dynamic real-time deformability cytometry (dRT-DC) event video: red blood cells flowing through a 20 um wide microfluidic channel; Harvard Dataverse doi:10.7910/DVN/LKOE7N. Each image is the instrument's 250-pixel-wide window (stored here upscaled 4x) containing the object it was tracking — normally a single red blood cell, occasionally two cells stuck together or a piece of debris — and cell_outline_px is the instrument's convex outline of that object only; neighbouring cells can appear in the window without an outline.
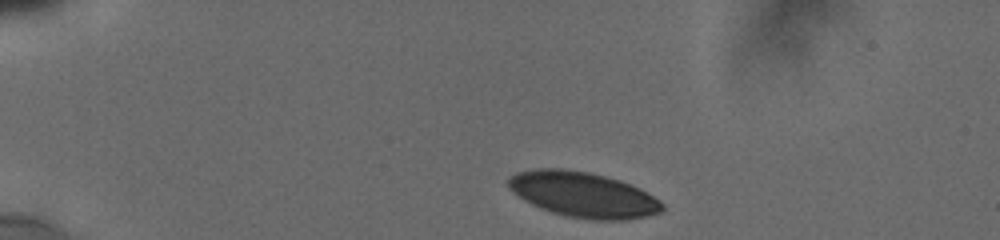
{"species": "human", "species_latin": "Homo sapiens", "temperature_condition": "cold", "stored_images_in_passage": 35, "camera_frame_rate_fps": 3000, "um_per_image_px": 0.085, "donor": {"sex": "male"}, "frame": {"image": 1, "passage_image": 1, "time_ms": 0.0, "image_size_px": [1000, 240], "cell_outline_px": [[664, 208], [660, 212], [648, 216], [628, 220], [588, 220], [564, 216], [540, 208], [524, 200], [512, 192], [508, 188], [508, 180], [516, 172], [540, 168], [560, 168], [588, 172], [620, 180], [640, 188], [660, 200], [664, 204]], "centroid_in_image_um": [49.58, 16.56], "position_along_channel_um": 35.4, "area_um2": 40.86}}
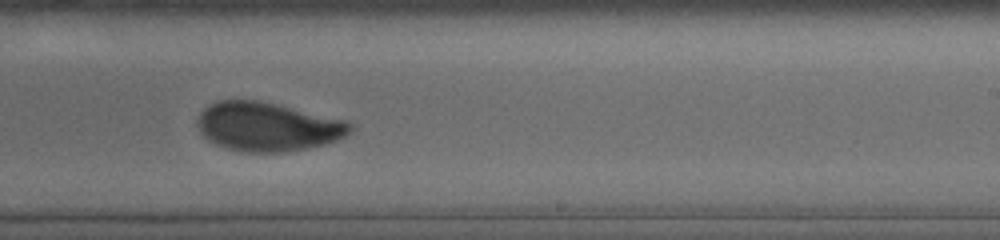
{"frame": {"image": 2, "passage_image": 21, "time_ms": 8.0, "image_size_px": [1000, 240], "cell_outline_px": [[352, 128], [344, 136], [336, 140], [324, 144], [308, 148], [284, 152], [244, 152], [228, 148], [216, 144], [208, 140], [200, 132], [196, 124], [196, 120], [200, 112], [208, 104], [216, 100], [256, 100], [276, 104], [344, 120], [352, 124]], "centroid_in_image_um": [22.68, 10.76], "position_along_channel_um": 266.3, "area_um2": 43.29}}
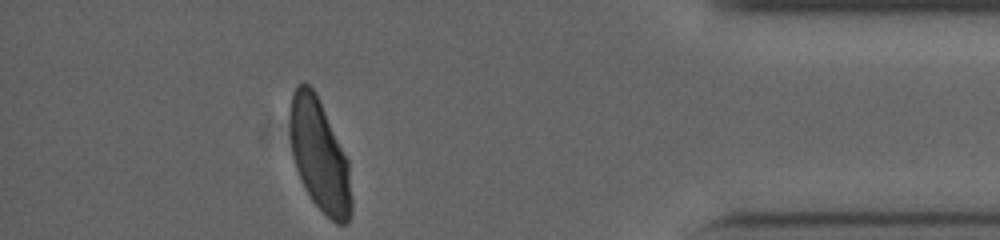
{"frame": {"image": 3, "passage_image": 35, "time_ms": 12.667, "image_size_px": [1000, 240], "cell_outline_px": [[352, 212], [348, 220], [344, 224], [336, 224], [312, 200], [304, 188], [296, 168], [292, 156], [288, 120], [288, 108], [292, 92], [296, 84], [308, 84], [316, 92], [348, 160], [352, 200]], "centroid_in_image_um": [27.13, 13.17], "position_along_channel_um": 408.1, "area_um2": 40.4}, "authors_computed_cell_mechanics": {"area_um2": 43.2344, "velocity_mm_per_s": 3.803, "shape_relaxation_time_tau1_ms": 4.8429, "shape_relaxation_time_tau2_ms": 0.7433, "deformation_change_tau1": 0.1638, "deformation_change_tau2": 0.0511}}